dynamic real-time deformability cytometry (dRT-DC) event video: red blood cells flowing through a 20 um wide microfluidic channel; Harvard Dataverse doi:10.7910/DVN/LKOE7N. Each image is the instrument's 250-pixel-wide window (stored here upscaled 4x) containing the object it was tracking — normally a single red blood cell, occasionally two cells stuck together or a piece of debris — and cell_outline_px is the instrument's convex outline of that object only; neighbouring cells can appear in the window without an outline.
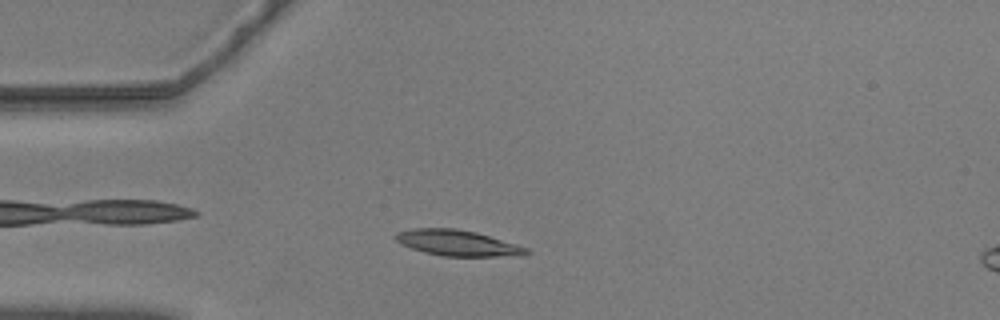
{"species": "common noctule bat (a hibernating species)", "species_latin": "Nyctalus noctula", "temperature_condition": "warm", "stored_images_in_passage": 17, "camera_frame_rate_fps": 3000, "um_per_image_px": 0.085, "animal": {"sex": "male", "body_mass_g": 20.5, "forearm_length_mm": 52.5}, "frame": {"image": 1, "passage_image": 12, "time_ms": 3.667, "image_size_px": [1000, 320], "cell_outline_px": [[532, 252], [524, 256], [440, 256], [424, 252], [400, 244], [392, 236], [396, 232], [416, 228], [456, 228], [476, 232], [516, 244], [528, 248]], "centroid_in_image_um": [38.9, 20.66], "position_along_channel_um": 46.1, "area_um2": 19.83}}
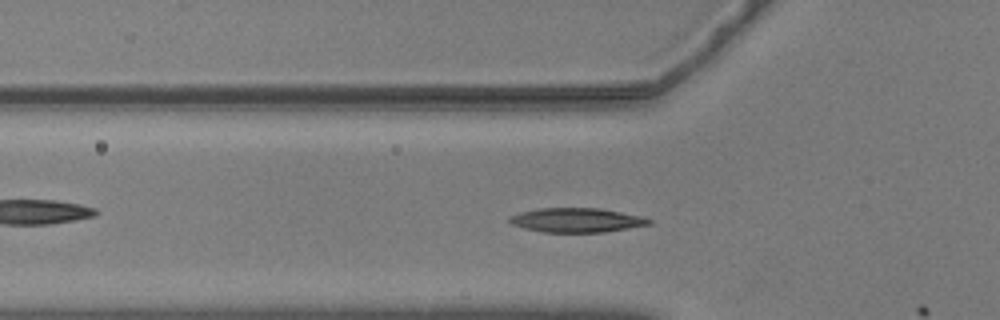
{"frame": {"image": 2, "passage_image": 16, "time_ms": 5.0, "image_size_px": [1000, 320], "cell_outline_px": [[652, 224], [604, 232], [544, 232], [524, 228], [512, 224], [508, 220], [508, 216], [520, 212], [540, 208], [600, 208], [640, 216], [652, 220]], "centroid_in_image_um": [48.99, 18.71], "position_along_channel_um": 76.8, "area_um2": 19.65}}